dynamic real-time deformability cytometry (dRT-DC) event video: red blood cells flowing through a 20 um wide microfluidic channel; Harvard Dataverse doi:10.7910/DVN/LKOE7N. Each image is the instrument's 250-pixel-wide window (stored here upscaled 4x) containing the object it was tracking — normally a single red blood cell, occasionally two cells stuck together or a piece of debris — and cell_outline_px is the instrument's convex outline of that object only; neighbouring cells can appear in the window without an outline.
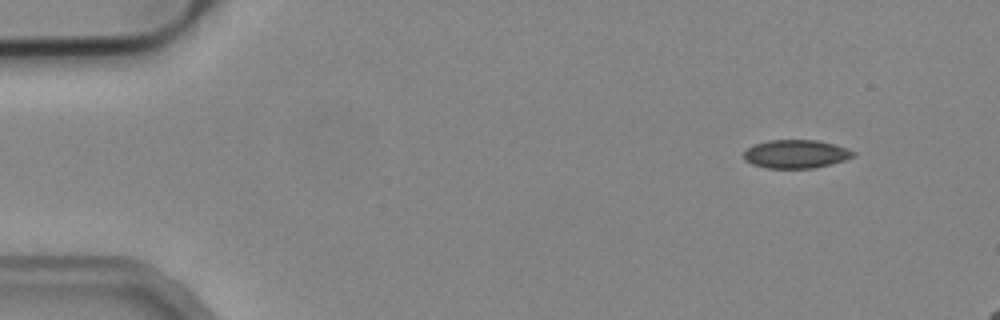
{"species": "common noctule bat (a hibernating species)", "species_latin": "Nyctalus noctula", "temperature_condition": "cold", "stored_images_in_passage": 11, "camera_frame_rate_fps": 3000, "um_per_image_px": 0.085, "animal": {"sex": "male", "body_mass_g": 19.2, "forearm_length_mm": 51.8}, "frame": {"image": 1, "passage_image": 1, "time_ms": 0.0, "image_size_px": [1000, 320], "cell_outline_px": [[856, 156], [832, 164], [812, 168], [768, 168], [752, 164], [744, 160], [744, 152], [748, 148], [756, 144], [768, 140], [816, 140], [848, 148], [856, 152]], "centroid_in_image_um": [67.68, 13.09], "position_along_channel_um": 17.3, "area_um2": 18.09}}